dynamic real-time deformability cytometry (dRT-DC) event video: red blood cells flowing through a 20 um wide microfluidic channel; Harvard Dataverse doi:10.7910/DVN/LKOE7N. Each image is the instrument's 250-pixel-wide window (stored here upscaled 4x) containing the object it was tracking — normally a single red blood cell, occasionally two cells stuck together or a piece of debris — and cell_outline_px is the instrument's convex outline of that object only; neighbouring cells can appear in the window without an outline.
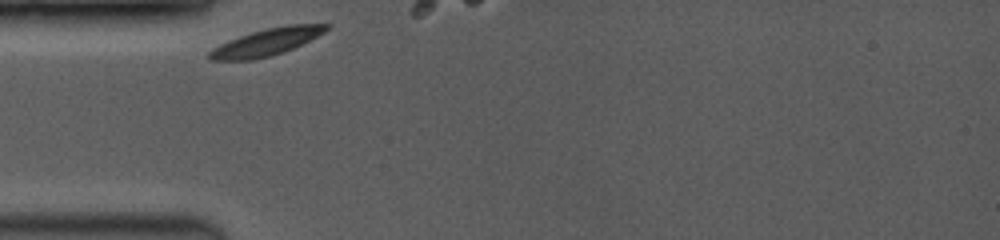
{"species": "common noctule bat (a hibernating species)", "species_latin": "Nyctalus noctula", "temperature_condition": "room temperature", "stored_images_in_passage": 5, "camera_frame_rate_fps": 3500, "um_per_image_px": 0.085, "animal": {"sex": "female", "body_mass_g": 19.0, "forearm_length_mm": 53.3}, "frame": {"image": 1, "passage_image": 1, "time_ms": 0.0, "image_size_px": [1000, 240], "cell_outline_px": [[332, 24], [324, 32], [284, 52], [272, 56], [252, 60], [212, 60], [208, 56], [208, 52], [212, 48], [220, 44], [240, 36], [252, 32], [268, 28], [288, 24]], "centroid_in_image_um": [22.63, 3.58], "position_along_channel_um": 62.4, "area_um2": 18.15}}